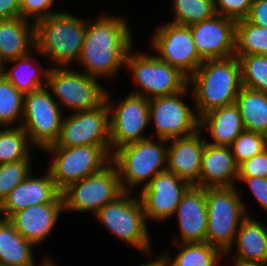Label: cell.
Returning <instances> with one entry per match:
<instances>
[{
	"mask_svg": "<svg viewBox=\"0 0 267 266\" xmlns=\"http://www.w3.org/2000/svg\"><path fill=\"white\" fill-rule=\"evenodd\" d=\"M237 181L246 183L259 205L267 211V178L237 177Z\"/></svg>",
	"mask_w": 267,
	"mask_h": 266,
	"instance_id": "40",
	"label": "cell"
},
{
	"mask_svg": "<svg viewBox=\"0 0 267 266\" xmlns=\"http://www.w3.org/2000/svg\"><path fill=\"white\" fill-rule=\"evenodd\" d=\"M190 30L203 61L234 56L236 21L215 14L205 21L190 25Z\"/></svg>",
	"mask_w": 267,
	"mask_h": 266,
	"instance_id": "17",
	"label": "cell"
},
{
	"mask_svg": "<svg viewBox=\"0 0 267 266\" xmlns=\"http://www.w3.org/2000/svg\"><path fill=\"white\" fill-rule=\"evenodd\" d=\"M238 60L242 87L267 93V55H243Z\"/></svg>",
	"mask_w": 267,
	"mask_h": 266,
	"instance_id": "34",
	"label": "cell"
},
{
	"mask_svg": "<svg viewBox=\"0 0 267 266\" xmlns=\"http://www.w3.org/2000/svg\"><path fill=\"white\" fill-rule=\"evenodd\" d=\"M122 193L119 173L112 162L100 172L71 183L61 191L65 212L88 211L93 216Z\"/></svg>",
	"mask_w": 267,
	"mask_h": 266,
	"instance_id": "11",
	"label": "cell"
},
{
	"mask_svg": "<svg viewBox=\"0 0 267 266\" xmlns=\"http://www.w3.org/2000/svg\"><path fill=\"white\" fill-rule=\"evenodd\" d=\"M31 159L0 164V204L8 194L32 172Z\"/></svg>",
	"mask_w": 267,
	"mask_h": 266,
	"instance_id": "36",
	"label": "cell"
},
{
	"mask_svg": "<svg viewBox=\"0 0 267 266\" xmlns=\"http://www.w3.org/2000/svg\"><path fill=\"white\" fill-rule=\"evenodd\" d=\"M252 2L253 0H214L215 12L237 22L247 18Z\"/></svg>",
	"mask_w": 267,
	"mask_h": 266,
	"instance_id": "37",
	"label": "cell"
},
{
	"mask_svg": "<svg viewBox=\"0 0 267 266\" xmlns=\"http://www.w3.org/2000/svg\"><path fill=\"white\" fill-rule=\"evenodd\" d=\"M139 266H168L164 258L160 255L159 257L155 258V260H151L149 262H145L140 264Z\"/></svg>",
	"mask_w": 267,
	"mask_h": 266,
	"instance_id": "43",
	"label": "cell"
},
{
	"mask_svg": "<svg viewBox=\"0 0 267 266\" xmlns=\"http://www.w3.org/2000/svg\"><path fill=\"white\" fill-rule=\"evenodd\" d=\"M31 53L4 64L2 75L23 94L46 87L49 68H36ZM13 63V68L6 69V64ZM34 63V64H32Z\"/></svg>",
	"mask_w": 267,
	"mask_h": 266,
	"instance_id": "27",
	"label": "cell"
},
{
	"mask_svg": "<svg viewBox=\"0 0 267 266\" xmlns=\"http://www.w3.org/2000/svg\"><path fill=\"white\" fill-rule=\"evenodd\" d=\"M232 187H207V232L205 242L225 256L232 254L236 233L242 221L250 216L242 192ZM247 212V213H246Z\"/></svg>",
	"mask_w": 267,
	"mask_h": 266,
	"instance_id": "4",
	"label": "cell"
},
{
	"mask_svg": "<svg viewBox=\"0 0 267 266\" xmlns=\"http://www.w3.org/2000/svg\"><path fill=\"white\" fill-rule=\"evenodd\" d=\"M35 49V23L22 17L0 20V59L3 64Z\"/></svg>",
	"mask_w": 267,
	"mask_h": 266,
	"instance_id": "23",
	"label": "cell"
},
{
	"mask_svg": "<svg viewBox=\"0 0 267 266\" xmlns=\"http://www.w3.org/2000/svg\"><path fill=\"white\" fill-rule=\"evenodd\" d=\"M189 187L187 182L168 170L155 175L146 187L141 188L139 195L146 220L163 222L172 218Z\"/></svg>",
	"mask_w": 267,
	"mask_h": 266,
	"instance_id": "16",
	"label": "cell"
},
{
	"mask_svg": "<svg viewBox=\"0 0 267 266\" xmlns=\"http://www.w3.org/2000/svg\"><path fill=\"white\" fill-rule=\"evenodd\" d=\"M174 18L171 23L190 26L216 14L214 0H172Z\"/></svg>",
	"mask_w": 267,
	"mask_h": 266,
	"instance_id": "33",
	"label": "cell"
},
{
	"mask_svg": "<svg viewBox=\"0 0 267 266\" xmlns=\"http://www.w3.org/2000/svg\"><path fill=\"white\" fill-rule=\"evenodd\" d=\"M103 14L94 22L86 19L84 43L77 62L85 70L83 73L96 79L117 76L133 42L123 15Z\"/></svg>",
	"mask_w": 267,
	"mask_h": 266,
	"instance_id": "1",
	"label": "cell"
},
{
	"mask_svg": "<svg viewBox=\"0 0 267 266\" xmlns=\"http://www.w3.org/2000/svg\"><path fill=\"white\" fill-rule=\"evenodd\" d=\"M86 33V20L66 12L55 13L35 23L38 53L53 67H70L78 62Z\"/></svg>",
	"mask_w": 267,
	"mask_h": 266,
	"instance_id": "3",
	"label": "cell"
},
{
	"mask_svg": "<svg viewBox=\"0 0 267 266\" xmlns=\"http://www.w3.org/2000/svg\"><path fill=\"white\" fill-rule=\"evenodd\" d=\"M34 245L25 240L8 220L0 217V264L36 266Z\"/></svg>",
	"mask_w": 267,
	"mask_h": 266,
	"instance_id": "26",
	"label": "cell"
},
{
	"mask_svg": "<svg viewBox=\"0 0 267 266\" xmlns=\"http://www.w3.org/2000/svg\"><path fill=\"white\" fill-rule=\"evenodd\" d=\"M55 144L60 147L110 145V113L106 101L96 109L64 116Z\"/></svg>",
	"mask_w": 267,
	"mask_h": 266,
	"instance_id": "15",
	"label": "cell"
},
{
	"mask_svg": "<svg viewBox=\"0 0 267 266\" xmlns=\"http://www.w3.org/2000/svg\"><path fill=\"white\" fill-rule=\"evenodd\" d=\"M246 20L254 25L267 28V0H253Z\"/></svg>",
	"mask_w": 267,
	"mask_h": 266,
	"instance_id": "41",
	"label": "cell"
},
{
	"mask_svg": "<svg viewBox=\"0 0 267 266\" xmlns=\"http://www.w3.org/2000/svg\"><path fill=\"white\" fill-rule=\"evenodd\" d=\"M3 68H4V64L2 63L0 59V75L2 74Z\"/></svg>",
	"mask_w": 267,
	"mask_h": 266,
	"instance_id": "46",
	"label": "cell"
},
{
	"mask_svg": "<svg viewBox=\"0 0 267 266\" xmlns=\"http://www.w3.org/2000/svg\"><path fill=\"white\" fill-rule=\"evenodd\" d=\"M238 177L267 178V149L238 166Z\"/></svg>",
	"mask_w": 267,
	"mask_h": 266,
	"instance_id": "39",
	"label": "cell"
},
{
	"mask_svg": "<svg viewBox=\"0 0 267 266\" xmlns=\"http://www.w3.org/2000/svg\"><path fill=\"white\" fill-rule=\"evenodd\" d=\"M198 118L217 108L234 104L242 88L241 68L236 56L204 60L188 79Z\"/></svg>",
	"mask_w": 267,
	"mask_h": 266,
	"instance_id": "2",
	"label": "cell"
},
{
	"mask_svg": "<svg viewBox=\"0 0 267 266\" xmlns=\"http://www.w3.org/2000/svg\"><path fill=\"white\" fill-rule=\"evenodd\" d=\"M45 203H63L49 170L40 177L30 174L18 184L0 204V217L8 219L19 210Z\"/></svg>",
	"mask_w": 267,
	"mask_h": 266,
	"instance_id": "18",
	"label": "cell"
},
{
	"mask_svg": "<svg viewBox=\"0 0 267 266\" xmlns=\"http://www.w3.org/2000/svg\"><path fill=\"white\" fill-rule=\"evenodd\" d=\"M233 266H263L262 264H253V263H242V262H236L234 261Z\"/></svg>",
	"mask_w": 267,
	"mask_h": 266,
	"instance_id": "45",
	"label": "cell"
},
{
	"mask_svg": "<svg viewBox=\"0 0 267 266\" xmlns=\"http://www.w3.org/2000/svg\"><path fill=\"white\" fill-rule=\"evenodd\" d=\"M54 0H20L21 17L30 20L33 23L47 18L61 11L50 9L53 6Z\"/></svg>",
	"mask_w": 267,
	"mask_h": 266,
	"instance_id": "38",
	"label": "cell"
},
{
	"mask_svg": "<svg viewBox=\"0 0 267 266\" xmlns=\"http://www.w3.org/2000/svg\"><path fill=\"white\" fill-rule=\"evenodd\" d=\"M24 94L0 75V127L14 126L23 119Z\"/></svg>",
	"mask_w": 267,
	"mask_h": 266,
	"instance_id": "32",
	"label": "cell"
},
{
	"mask_svg": "<svg viewBox=\"0 0 267 266\" xmlns=\"http://www.w3.org/2000/svg\"><path fill=\"white\" fill-rule=\"evenodd\" d=\"M154 33L150 43L155 49V55L177 68L189 79L203 63L198 55L190 26L167 22L156 28Z\"/></svg>",
	"mask_w": 267,
	"mask_h": 266,
	"instance_id": "14",
	"label": "cell"
},
{
	"mask_svg": "<svg viewBox=\"0 0 267 266\" xmlns=\"http://www.w3.org/2000/svg\"><path fill=\"white\" fill-rule=\"evenodd\" d=\"M44 151L52 155L48 170L60 191L71 183L100 172L112 160L111 145L60 147L53 144Z\"/></svg>",
	"mask_w": 267,
	"mask_h": 266,
	"instance_id": "6",
	"label": "cell"
},
{
	"mask_svg": "<svg viewBox=\"0 0 267 266\" xmlns=\"http://www.w3.org/2000/svg\"><path fill=\"white\" fill-rule=\"evenodd\" d=\"M267 55V28L254 25L246 19L236 22L235 54L237 58L243 55Z\"/></svg>",
	"mask_w": 267,
	"mask_h": 266,
	"instance_id": "31",
	"label": "cell"
},
{
	"mask_svg": "<svg viewBox=\"0 0 267 266\" xmlns=\"http://www.w3.org/2000/svg\"><path fill=\"white\" fill-rule=\"evenodd\" d=\"M178 254L171 259L170 251L161 253L168 266H217L224 254L208 243H177Z\"/></svg>",
	"mask_w": 267,
	"mask_h": 266,
	"instance_id": "29",
	"label": "cell"
},
{
	"mask_svg": "<svg viewBox=\"0 0 267 266\" xmlns=\"http://www.w3.org/2000/svg\"><path fill=\"white\" fill-rule=\"evenodd\" d=\"M183 91L149 99V120L154 122L156 138L170 140L189 136L199 130V118L195 109L185 103Z\"/></svg>",
	"mask_w": 267,
	"mask_h": 266,
	"instance_id": "13",
	"label": "cell"
},
{
	"mask_svg": "<svg viewBox=\"0 0 267 266\" xmlns=\"http://www.w3.org/2000/svg\"><path fill=\"white\" fill-rule=\"evenodd\" d=\"M235 104L239 108L244 130L267 136V93L242 87Z\"/></svg>",
	"mask_w": 267,
	"mask_h": 266,
	"instance_id": "28",
	"label": "cell"
},
{
	"mask_svg": "<svg viewBox=\"0 0 267 266\" xmlns=\"http://www.w3.org/2000/svg\"><path fill=\"white\" fill-rule=\"evenodd\" d=\"M168 142L167 170L190 186L199 187L202 155L206 146V140L201 138V130Z\"/></svg>",
	"mask_w": 267,
	"mask_h": 266,
	"instance_id": "20",
	"label": "cell"
},
{
	"mask_svg": "<svg viewBox=\"0 0 267 266\" xmlns=\"http://www.w3.org/2000/svg\"><path fill=\"white\" fill-rule=\"evenodd\" d=\"M173 216H177L180 238L177 243H205L207 232L206 188L190 186Z\"/></svg>",
	"mask_w": 267,
	"mask_h": 266,
	"instance_id": "19",
	"label": "cell"
},
{
	"mask_svg": "<svg viewBox=\"0 0 267 266\" xmlns=\"http://www.w3.org/2000/svg\"><path fill=\"white\" fill-rule=\"evenodd\" d=\"M235 162L239 166L246 160L267 149V136L262 133L244 130L230 145Z\"/></svg>",
	"mask_w": 267,
	"mask_h": 266,
	"instance_id": "35",
	"label": "cell"
},
{
	"mask_svg": "<svg viewBox=\"0 0 267 266\" xmlns=\"http://www.w3.org/2000/svg\"><path fill=\"white\" fill-rule=\"evenodd\" d=\"M131 50L127 54L125 67L130 70L140 89L129 93L152 99L181 92L189 85L183 73L155 54H134Z\"/></svg>",
	"mask_w": 267,
	"mask_h": 266,
	"instance_id": "9",
	"label": "cell"
},
{
	"mask_svg": "<svg viewBox=\"0 0 267 266\" xmlns=\"http://www.w3.org/2000/svg\"><path fill=\"white\" fill-rule=\"evenodd\" d=\"M21 17L20 0H0V20Z\"/></svg>",
	"mask_w": 267,
	"mask_h": 266,
	"instance_id": "42",
	"label": "cell"
},
{
	"mask_svg": "<svg viewBox=\"0 0 267 266\" xmlns=\"http://www.w3.org/2000/svg\"><path fill=\"white\" fill-rule=\"evenodd\" d=\"M168 140L146 138L125 145L112 154L123 192H131L142 184L146 187L155 175L167 170ZM167 143V146H166Z\"/></svg>",
	"mask_w": 267,
	"mask_h": 266,
	"instance_id": "5",
	"label": "cell"
},
{
	"mask_svg": "<svg viewBox=\"0 0 267 266\" xmlns=\"http://www.w3.org/2000/svg\"><path fill=\"white\" fill-rule=\"evenodd\" d=\"M199 129L208 130L215 146H230L244 131L241 114L234 103L212 110L199 118Z\"/></svg>",
	"mask_w": 267,
	"mask_h": 266,
	"instance_id": "25",
	"label": "cell"
},
{
	"mask_svg": "<svg viewBox=\"0 0 267 266\" xmlns=\"http://www.w3.org/2000/svg\"><path fill=\"white\" fill-rule=\"evenodd\" d=\"M109 92L107 89L105 101L110 113L112 155L117 149L125 145L149 138L143 132L150 126V120L149 99L129 93L122 101L114 104Z\"/></svg>",
	"mask_w": 267,
	"mask_h": 266,
	"instance_id": "12",
	"label": "cell"
},
{
	"mask_svg": "<svg viewBox=\"0 0 267 266\" xmlns=\"http://www.w3.org/2000/svg\"><path fill=\"white\" fill-rule=\"evenodd\" d=\"M63 211V203L32 205L17 211L8 220L25 240L39 246L49 238Z\"/></svg>",
	"mask_w": 267,
	"mask_h": 266,
	"instance_id": "21",
	"label": "cell"
},
{
	"mask_svg": "<svg viewBox=\"0 0 267 266\" xmlns=\"http://www.w3.org/2000/svg\"><path fill=\"white\" fill-rule=\"evenodd\" d=\"M46 87L61 109L68 108L72 113L98 108L105 102L107 92L98 79L71 66L50 67Z\"/></svg>",
	"mask_w": 267,
	"mask_h": 266,
	"instance_id": "8",
	"label": "cell"
},
{
	"mask_svg": "<svg viewBox=\"0 0 267 266\" xmlns=\"http://www.w3.org/2000/svg\"><path fill=\"white\" fill-rule=\"evenodd\" d=\"M95 216L120 240L142 253H152L144 208L140 198L133 196L132 192H123L101 208Z\"/></svg>",
	"mask_w": 267,
	"mask_h": 266,
	"instance_id": "7",
	"label": "cell"
},
{
	"mask_svg": "<svg viewBox=\"0 0 267 266\" xmlns=\"http://www.w3.org/2000/svg\"><path fill=\"white\" fill-rule=\"evenodd\" d=\"M60 108L47 87L24 94L23 119L18 125L34 148L44 151L57 142L64 116Z\"/></svg>",
	"mask_w": 267,
	"mask_h": 266,
	"instance_id": "10",
	"label": "cell"
},
{
	"mask_svg": "<svg viewBox=\"0 0 267 266\" xmlns=\"http://www.w3.org/2000/svg\"><path fill=\"white\" fill-rule=\"evenodd\" d=\"M4 129V130H3ZM0 127V164L31 159V145L27 133L21 126Z\"/></svg>",
	"mask_w": 267,
	"mask_h": 266,
	"instance_id": "30",
	"label": "cell"
},
{
	"mask_svg": "<svg viewBox=\"0 0 267 266\" xmlns=\"http://www.w3.org/2000/svg\"><path fill=\"white\" fill-rule=\"evenodd\" d=\"M53 261L54 260L50 259L49 257H45L40 266H52L53 264H56ZM0 266H6V265L0 264Z\"/></svg>",
	"mask_w": 267,
	"mask_h": 266,
	"instance_id": "44",
	"label": "cell"
},
{
	"mask_svg": "<svg viewBox=\"0 0 267 266\" xmlns=\"http://www.w3.org/2000/svg\"><path fill=\"white\" fill-rule=\"evenodd\" d=\"M202 155L199 187H232L238 177V165L230 146L207 143Z\"/></svg>",
	"mask_w": 267,
	"mask_h": 266,
	"instance_id": "22",
	"label": "cell"
},
{
	"mask_svg": "<svg viewBox=\"0 0 267 266\" xmlns=\"http://www.w3.org/2000/svg\"><path fill=\"white\" fill-rule=\"evenodd\" d=\"M234 242V261L267 264V227L252 215L242 221Z\"/></svg>",
	"mask_w": 267,
	"mask_h": 266,
	"instance_id": "24",
	"label": "cell"
}]
</instances>
